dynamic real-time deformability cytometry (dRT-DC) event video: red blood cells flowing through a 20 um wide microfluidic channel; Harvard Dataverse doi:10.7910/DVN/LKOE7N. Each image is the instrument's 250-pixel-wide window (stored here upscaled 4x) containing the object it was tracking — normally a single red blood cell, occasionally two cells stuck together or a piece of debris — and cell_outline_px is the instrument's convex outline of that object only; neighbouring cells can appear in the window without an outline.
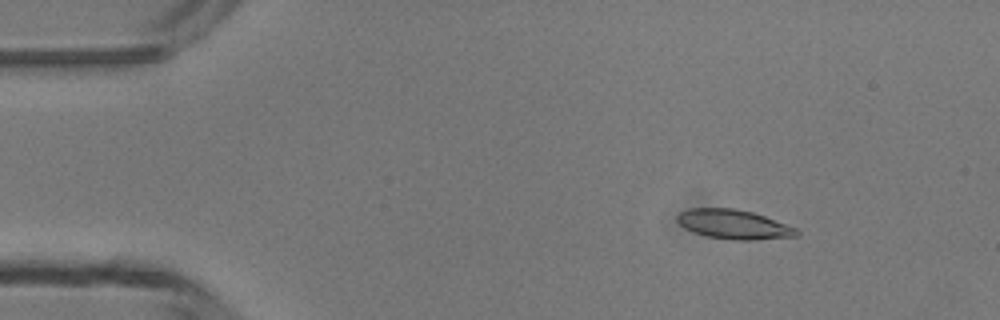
{"species": "common noctule bat (a hibernating species)", "species_latin": "Nyctalus noctula", "temperature_condition": "room temperature", "stored_images_in_passage": 4, "camera_frame_rate_fps": 3000, "um_per_image_px": 0.085, "animal": {"sex": "male", "body_mass_g": 13.3}, "frame": {"image": 1, "passage_image": 2, "time_ms": 1.0, "image_size_px": [1000, 320], "cell_outline_px": [[800, 232], [796, 236], [752, 240], [736, 240], [708, 236], [696, 232], [680, 224], [676, 220], [676, 216], [680, 212], [688, 208], [732, 208], [752, 212], [764, 216], [796, 228]], "centroid_in_image_um": [62.36, 19.06], "position_along_channel_um": 22.6, "area_um2": 20.06}}